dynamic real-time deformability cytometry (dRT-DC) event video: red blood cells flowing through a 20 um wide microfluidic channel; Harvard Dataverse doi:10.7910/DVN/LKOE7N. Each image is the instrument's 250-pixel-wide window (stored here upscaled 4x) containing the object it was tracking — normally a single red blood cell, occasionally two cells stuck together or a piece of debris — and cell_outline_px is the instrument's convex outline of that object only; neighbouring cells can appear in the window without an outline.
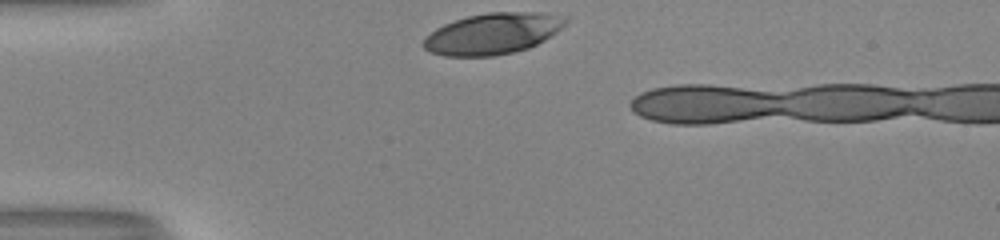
{"species": "human", "species_latin": "Homo sapiens", "temperature_condition": "room temperature", "stored_images_in_passage": 29, "camera_frame_rate_fps": 3000, "um_per_image_px": 0.085, "donor": {"sex": "male"}, "frame": {"image": 1, "passage_image": 1, "time_ms": 0.0, "image_size_px": [1000, 240], "cell_outline_px": [[568, 20], [556, 32], [544, 40], [528, 48], [512, 52], [492, 56], [444, 56], [432, 52], [424, 48], [420, 44], [436, 28], [444, 24], [468, 16], [488, 12], [540, 12], [568, 16]], "centroid_in_image_um": [41.89, 2.85], "position_along_channel_um": 43.1, "area_um2": 33.87}}
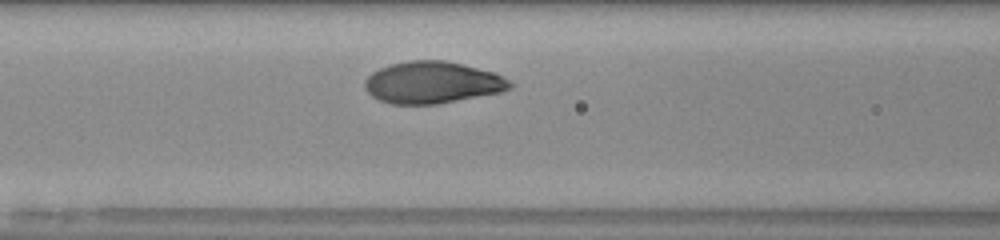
{"frame": {"image": 2, "passage_image": 10, "time_ms": 3.0, "image_size_px": [1000, 240], "cell_outline_px": [[512, 88], [500, 92], [436, 104], [392, 104], [380, 100], [372, 96], [364, 88], [364, 80], [372, 72], [380, 68], [392, 64], [408, 60], [448, 60], [492, 72], [508, 80], [512, 84]], "centroid_in_image_um": [36.71, 7.01], "position_along_channel_um": 129.9, "area_um2": 35.2}}
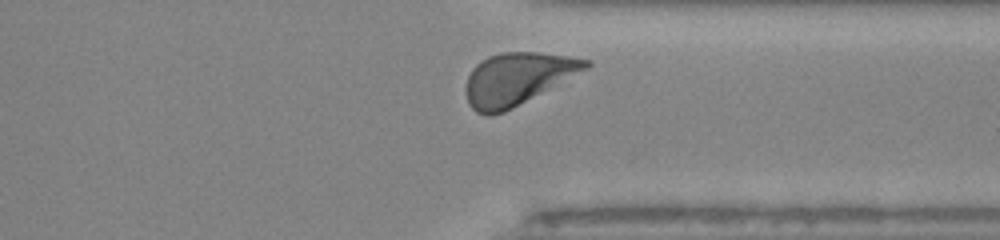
{"frame": {"image": 3, "passage_image": 28, "time_ms": 9.0, "image_size_px": [1000, 240], "cell_outline_px": [[592, 64], [588, 68], [512, 108], [504, 112], [488, 116], [476, 112], [468, 104], [464, 92], [464, 88], [468, 76], [472, 68], [480, 60], [488, 56], [500, 52], [536, 52], [564, 56], [588, 60]], "centroid_in_image_um": [43.89, 6.7], "position_along_channel_um": 367.5, "area_um2": 36.24}, "authors_computed_cell_mechanics": {"area_um2": 35.4314, "velocity_mm_per_s": 3.9597, "shape_relaxation_time_tau1_ms": 2.3215, "shape_relaxation_time_tau2_ms": null, "deformation_change_tau1": 0.1742, "deformation_change_tau2": null}}